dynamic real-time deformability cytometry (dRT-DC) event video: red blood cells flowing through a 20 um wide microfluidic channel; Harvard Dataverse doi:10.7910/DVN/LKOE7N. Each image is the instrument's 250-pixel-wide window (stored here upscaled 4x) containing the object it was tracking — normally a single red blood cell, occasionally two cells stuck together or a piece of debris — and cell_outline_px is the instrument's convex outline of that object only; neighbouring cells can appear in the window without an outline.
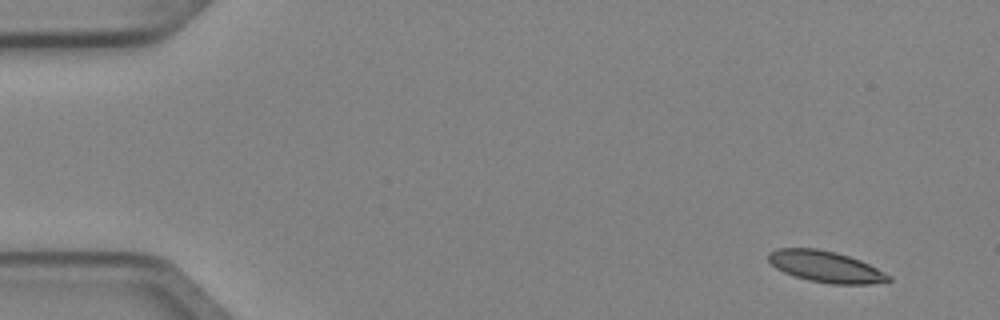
{"species": "Egyptian fruit bat (a non-hibernating species)", "species_latin": "Rousettus aegyptiacus", "temperature_condition": "cold", "stored_images_in_passage": 4, "camera_frame_rate_fps": 3000, "um_per_image_px": 0.085, "animal": {"sex": "female"}, "frame": {"image": 1, "passage_image": 1, "time_ms": 0.0, "image_size_px": [1000, 320], "cell_outline_px": [[892, 280], [868, 284], [832, 284], [808, 280], [784, 272], [776, 268], [768, 260], [768, 252], [776, 248], [816, 248], [836, 252], [860, 260], [892, 276]], "centroid_in_image_um": [70.16, 22.66], "position_along_channel_um": 14.8, "area_um2": 21.79}}
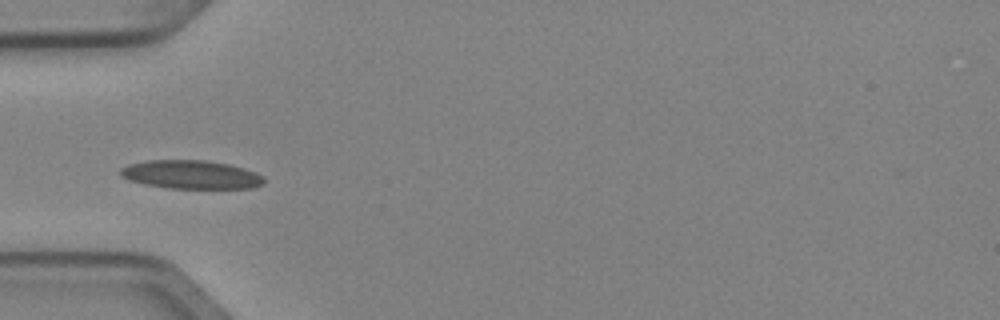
{"frame": {"image": 2, "passage_image": 4, "time_ms": 1.0, "image_size_px": [1000, 320], "cell_outline_px": [[264, 184], [252, 188], [168, 188], [144, 184], [128, 180], [120, 176], [120, 168], [128, 164], [148, 160], [204, 160], [228, 164], [244, 168], [256, 172], [264, 176]], "centroid_in_image_um": [16.23, 14.84], "position_along_channel_um": 68.8, "area_um2": 23.99}}